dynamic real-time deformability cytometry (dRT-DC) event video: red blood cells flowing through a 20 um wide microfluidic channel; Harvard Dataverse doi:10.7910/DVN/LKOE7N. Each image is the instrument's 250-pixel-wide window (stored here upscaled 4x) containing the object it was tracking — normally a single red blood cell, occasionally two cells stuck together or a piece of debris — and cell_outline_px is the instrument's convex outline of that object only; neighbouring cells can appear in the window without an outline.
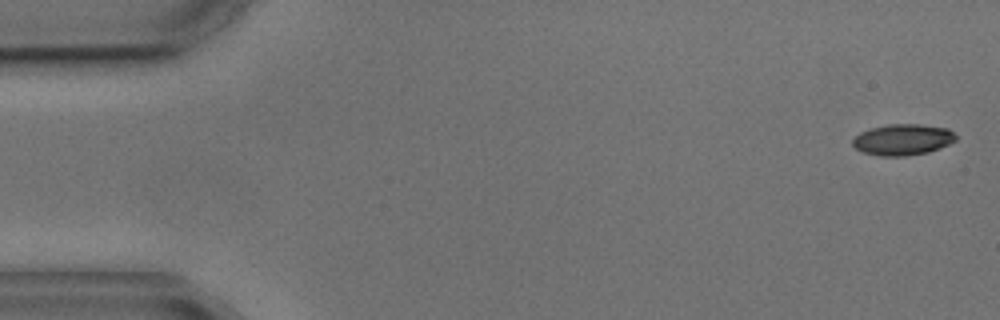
{"species": "common noctule bat (a hibernating species)", "species_latin": "Nyctalus noctula", "temperature_condition": "cold", "stored_images_in_passage": 4, "camera_frame_rate_fps": 3000, "um_per_image_px": 0.085, "animal": {"sex": "male", "body_mass_g": 17.9, "forearm_length_mm": 54.2}, "frame": {"image": 1, "passage_image": 1, "time_ms": 0.0, "image_size_px": [1000, 320], "cell_outline_px": [[956, 140], [940, 148], [928, 152], [904, 156], [880, 156], [864, 152], [856, 148], [852, 144], [852, 140], [860, 132], [872, 128], [888, 124], [920, 124], [948, 128], [956, 136]], "centroid_in_image_um": [76.74, 11.86], "position_along_channel_um": 8.3, "area_um2": 18.61}}
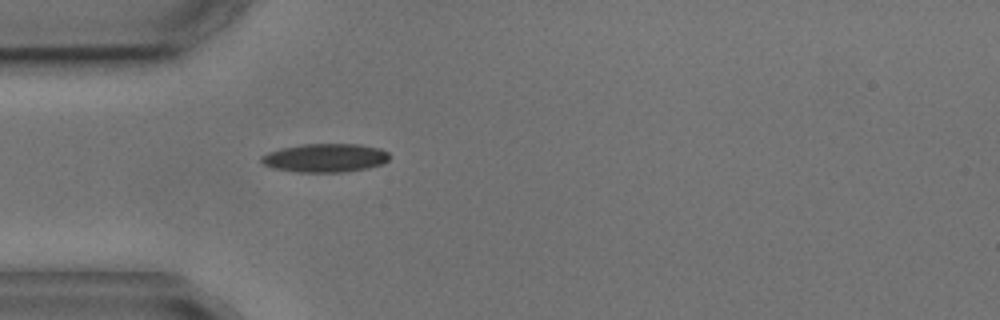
{"frame": {"image": 2, "passage_image": 4, "time_ms": 4.667, "image_size_px": [1000, 320], "cell_outline_px": [[388, 160], [380, 164], [368, 168], [344, 172], [300, 172], [272, 168], [264, 164], [260, 160], [260, 156], [268, 152], [280, 148], [300, 144], [360, 144], [380, 148], [388, 152]], "centroid_in_image_um": [27.61, 13.41], "position_along_channel_um": 57.4, "area_um2": 21.39}}